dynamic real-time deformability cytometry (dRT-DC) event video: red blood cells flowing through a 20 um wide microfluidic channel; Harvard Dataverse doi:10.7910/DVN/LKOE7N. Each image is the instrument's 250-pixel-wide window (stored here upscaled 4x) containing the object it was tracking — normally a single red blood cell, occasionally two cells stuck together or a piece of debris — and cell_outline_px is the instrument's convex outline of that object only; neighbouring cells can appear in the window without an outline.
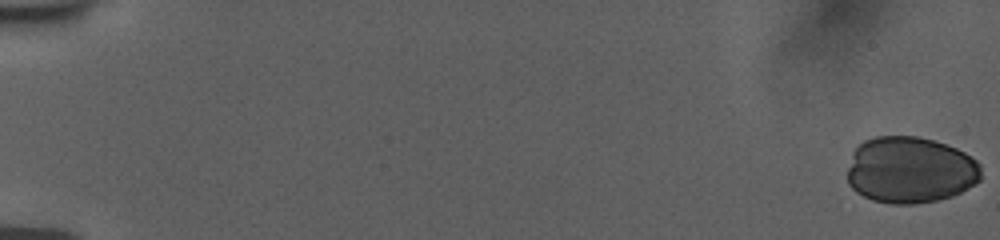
{"species": "human", "species_latin": "Homo sapiens", "temperature_condition": "room temperature", "stored_images_in_passage": 56, "camera_frame_rate_fps": 3000, "um_per_image_px": 0.085, "donor": {"sex": "female"}, "frame": {"image": 1, "passage_image": 1, "time_ms": 0.0, "image_size_px": [1000, 240], "cell_outline_px": [[980, 180], [960, 192], [952, 196], [936, 200], [912, 204], [892, 204], [872, 200], [856, 192], [848, 184], [848, 168], [852, 152], [864, 140], [876, 136], [916, 136], [932, 140], [956, 148], [972, 156], [980, 164]], "centroid_in_image_um": [77.35, 14.45], "position_along_channel_um": 7.7, "area_um2": 51.9}}
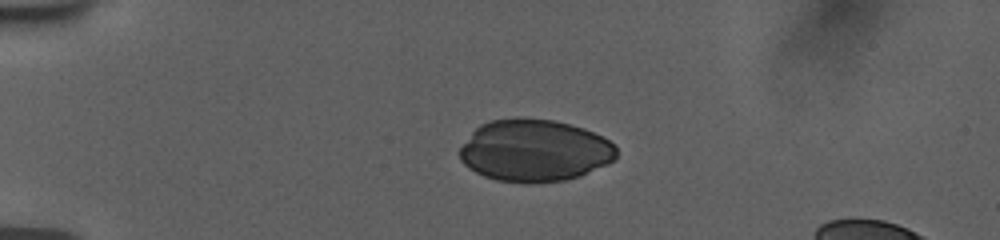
{"frame": {"image": 2, "passage_image": 15, "time_ms": 4.667, "image_size_px": [1000, 240], "cell_outline_px": [[616, 156], [608, 164], [580, 176], [564, 180], [532, 184], [528, 184], [496, 180], [484, 176], [468, 168], [460, 160], [460, 148], [472, 132], [480, 124], [492, 120], [516, 116], [524, 116], [556, 120], [584, 128], [604, 136], [616, 148]], "centroid_in_image_um": [45.43, 12.78], "position_along_channel_um": 39.6, "area_um2": 57.45}}
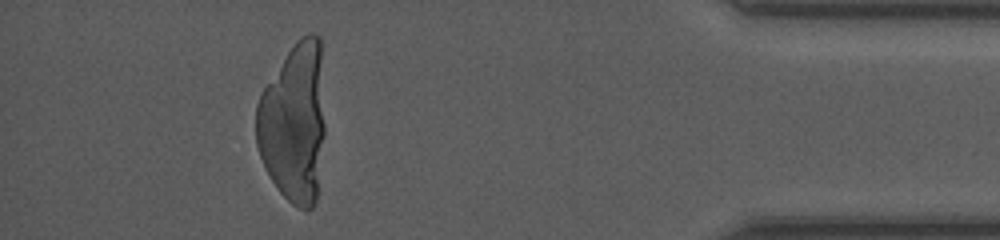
{"frame": {"image": 3, "passage_image": 52, "time_ms": 17.0, "image_size_px": [1000, 240], "cell_outline_px": [[324, 136], [316, 204], [308, 212], [292, 204], [280, 192], [264, 168], [256, 144], [256, 104], [264, 88], [296, 40], [312, 32], [320, 36], [324, 124]], "centroid_in_image_um": [24.98, 10.48], "position_along_channel_um": 410.2, "area_um2": 64.1}}